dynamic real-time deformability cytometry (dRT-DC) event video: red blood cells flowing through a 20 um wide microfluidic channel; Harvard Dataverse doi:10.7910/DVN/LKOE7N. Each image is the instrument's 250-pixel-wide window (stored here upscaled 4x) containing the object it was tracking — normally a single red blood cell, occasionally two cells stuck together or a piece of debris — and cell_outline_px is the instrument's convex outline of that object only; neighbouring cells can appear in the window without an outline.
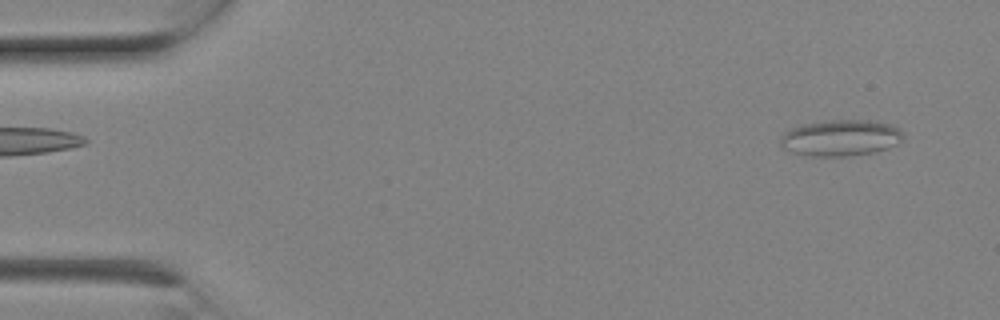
{"species": "Egyptian fruit bat (a non-hibernating species)", "species_latin": "Rousettus aegyptiacus", "temperature_condition": "room temperature", "stored_images_in_passage": 9, "camera_frame_rate_fps": 3000, "um_per_image_px": 0.085, "animal": {"sex": "female"}, "frame": {"image": 1, "passage_image": 2, "time_ms": 0.333, "image_size_px": [1000, 320], "cell_outline_px": [[904, 136], [896, 144], [888, 148], [876, 152], [852, 156], [808, 156], [792, 152], [780, 148], [780, 136], [784, 132], [792, 128], [804, 124], [828, 120], [868, 120], [892, 124], [900, 128], [904, 132]], "centroid_in_image_um": [71.46, 11.72], "position_along_channel_um": 13.5, "area_um2": 26.3}}
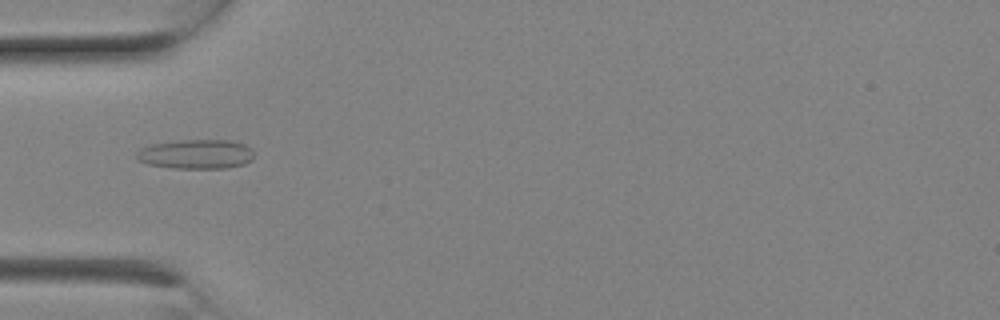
{"frame": {"image": 2, "passage_image": 7, "time_ms": 2.0, "image_size_px": [1000, 320], "cell_outline_px": [[252, 160], [244, 164], [228, 168], [172, 168], [148, 164], [136, 160], [136, 152], [140, 148], [152, 144], [180, 140], [232, 140], [244, 144], [252, 148]], "centroid_in_image_um": [16.65, 13.1], "position_along_channel_um": 68.3, "area_um2": 20.29}}
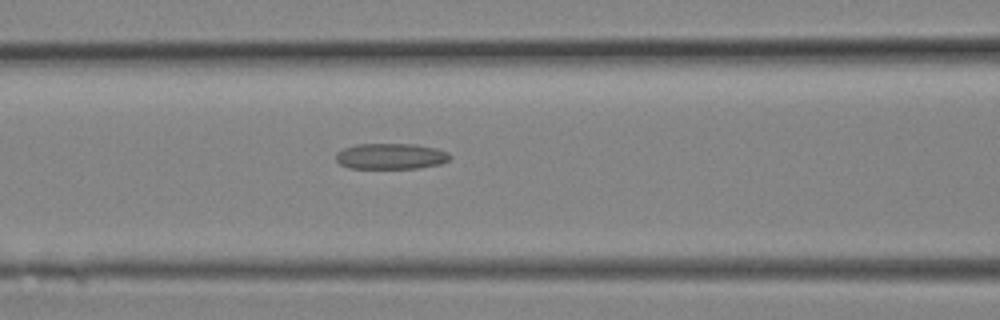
{"frame": {"image": 3, "passage_image": 9, "time_ms": 2.667, "image_size_px": [1000, 320], "cell_outline_px": [[452, 156], [448, 160], [440, 164], [420, 168], [348, 168], [340, 164], [336, 160], [336, 152], [344, 148], [356, 144], [416, 144], [436, 148], [448, 152]], "centroid_in_image_um": [33.22, 13.28], "position_along_channel_um": 133.4, "area_um2": 17.28}}